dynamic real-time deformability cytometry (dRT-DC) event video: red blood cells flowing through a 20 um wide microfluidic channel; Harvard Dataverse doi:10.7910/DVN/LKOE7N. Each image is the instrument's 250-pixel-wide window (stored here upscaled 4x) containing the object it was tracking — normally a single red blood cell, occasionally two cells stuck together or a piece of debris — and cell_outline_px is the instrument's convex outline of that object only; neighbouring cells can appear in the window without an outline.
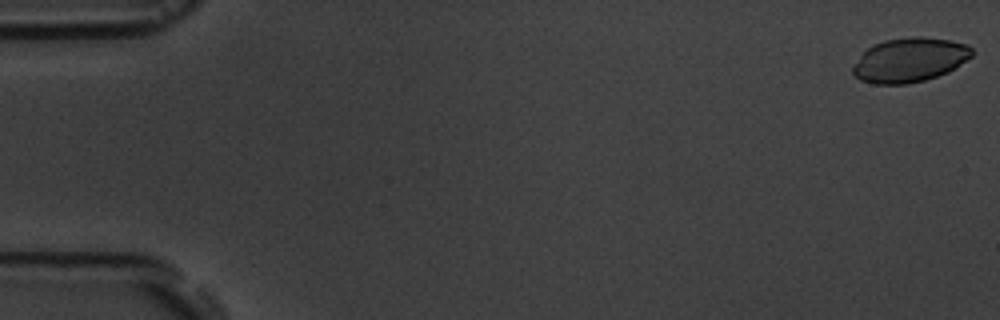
{"species": "common noctule bat (a hibernating species)", "species_latin": "Nyctalus noctula", "temperature_condition": "room temperature", "stored_images_in_passage": 5, "camera_frame_rate_fps": 3000, "um_per_image_px": 0.085, "animal": {"sex": "male", "body_mass_g": 19.5, "forearm_length_mm": 54.6}, "frame": {"image": 1, "passage_image": 1, "time_ms": 0.0, "image_size_px": [1000, 320], "cell_outline_px": [[976, 52], [972, 56], [948, 72], [924, 80], [908, 84], [872, 84], [860, 80], [852, 72], [852, 68], [860, 56], [872, 44], [884, 40], [912, 36], [920, 36], [948, 40], [968, 44]], "centroid_in_image_um": [77.33, 5.09], "position_along_channel_um": 7.7, "area_um2": 30.81}}